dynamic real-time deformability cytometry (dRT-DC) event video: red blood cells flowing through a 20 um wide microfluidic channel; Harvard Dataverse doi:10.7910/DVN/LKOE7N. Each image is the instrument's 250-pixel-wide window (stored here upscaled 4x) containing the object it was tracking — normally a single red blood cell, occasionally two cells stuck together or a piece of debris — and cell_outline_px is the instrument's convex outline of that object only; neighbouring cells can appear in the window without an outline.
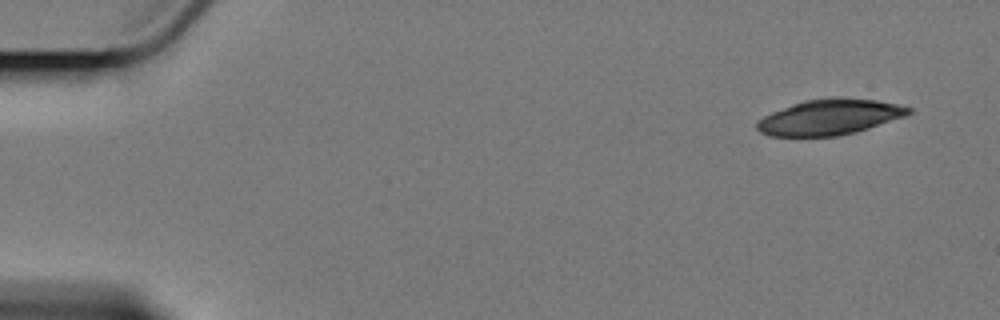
{"species": "Egyptian fruit bat (a non-hibernating species)", "species_latin": "Rousettus aegyptiacus", "temperature_condition": "cold", "stored_images_in_passage": 5, "camera_frame_rate_fps": 3000, "um_per_image_px": 0.085, "animal": {"sex": "female"}, "frame": {"image": 1, "passage_image": 1, "time_ms": 0.0, "image_size_px": [1000, 320], "cell_outline_px": [[912, 112], [904, 116], [856, 132], [836, 136], [772, 136], [760, 132], [756, 128], [756, 124], [764, 116], [772, 112], [792, 104], [804, 100], [832, 96], [840, 96], [876, 100], [896, 104], [912, 108]], "centroid_in_image_um": [70.51, 9.93], "position_along_channel_um": 14.5, "area_um2": 31.39}}